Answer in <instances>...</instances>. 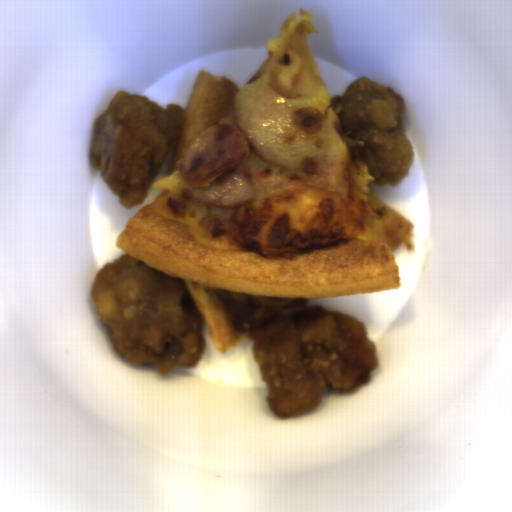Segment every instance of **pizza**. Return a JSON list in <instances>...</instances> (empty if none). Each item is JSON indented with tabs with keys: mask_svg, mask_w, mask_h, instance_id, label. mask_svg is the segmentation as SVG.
Wrapping results in <instances>:
<instances>
[{
	"mask_svg": "<svg viewBox=\"0 0 512 512\" xmlns=\"http://www.w3.org/2000/svg\"><path fill=\"white\" fill-rule=\"evenodd\" d=\"M240 89L200 69L184 107L175 148L149 187L160 196L118 234L124 254L176 279L191 294L221 353L250 330L323 297L400 289L396 252L414 251V225L383 202L359 157L365 141L341 134L351 162L344 185L318 186L249 150L238 164L254 201L237 208L197 202L180 163L201 131L237 122Z\"/></svg>",
	"mask_w": 512,
	"mask_h": 512,
	"instance_id": "1",
	"label": "pizza"
},
{
	"mask_svg": "<svg viewBox=\"0 0 512 512\" xmlns=\"http://www.w3.org/2000/svg\"><path fill=\"white\" fill-rule=\"evenodd\" d=\"M318 33L312 13L297 9L283 21L277 36L267 42L264 62L247 84L259 81L267 73L284 99L294 101H330L327 89L310 48L308 38Z\"/></svg>",
	"mask_w": 512,
	"mask_h": 512,
	"instance_id": "2",
	"label": "pizza"
}]
</instances>
